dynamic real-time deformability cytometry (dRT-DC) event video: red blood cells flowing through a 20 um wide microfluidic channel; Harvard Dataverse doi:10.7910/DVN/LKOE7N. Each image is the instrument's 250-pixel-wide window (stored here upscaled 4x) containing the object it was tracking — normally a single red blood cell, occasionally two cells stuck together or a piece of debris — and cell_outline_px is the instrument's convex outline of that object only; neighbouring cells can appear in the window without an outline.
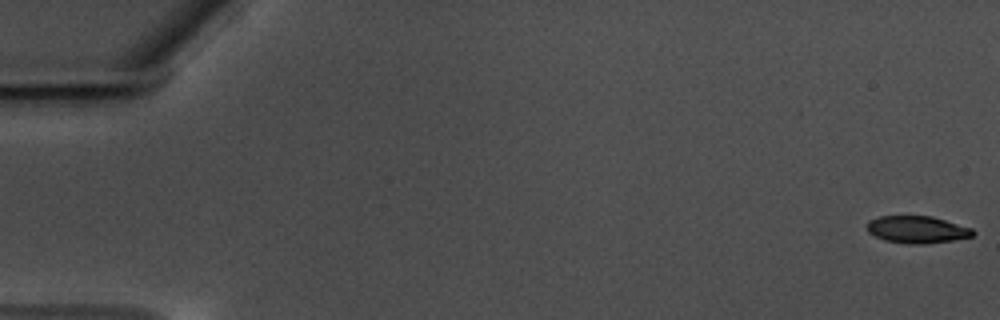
{"species": "common noctule bat (a hibernating species)", "species_latin": "Nyctalus noctula", "temperature_condition": "warm", "stored_images_in_passage": 59, "camera_frame_rate_fps": 3000, "um_per_image_px": 0.085, "animal": {"sex": "male", "body_mass_g": 17.5, "forearm_length_mm": 52.3}, "frame": {"image": 1, "passage_image": 1, "time_ms": 0.0, "image_size_px": [1000, 320], "cell_outline_px": [[976, 232], [972, 236], [952, 240], [924, 244], [908, 244], [884, 240], [868, 232], [868, 220], [880, 216], [932, 216], [972, 228]], "centroid_in_image_um": [77.96, 19.51], "position_along_channel_um": 7.0, "area_um2": 16.7}}
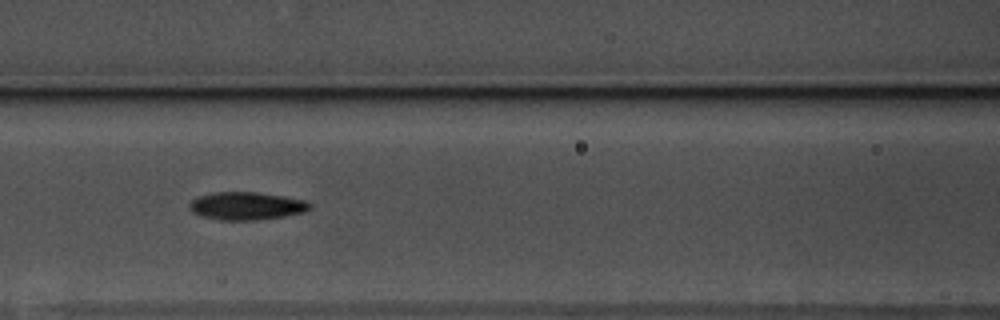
{"frame": {"image": 2, "passage_image": 27, "time_ms": 8.667, "image_size_px": [1000, 320], "cell_outline_px": [[312, 208], [304, 212], [284, 216], [256, 220], [220, 220], [204, 216], [192, 212], [188, 204], [192, 200], [200, 196], [212, 192], [256, 192], [284, 196], [304, 200], [312, 204]], "centroid_in_image_um": [20.97, 17.5], "position_along_channel_um": 145.6, "area_um2": 19.48}}
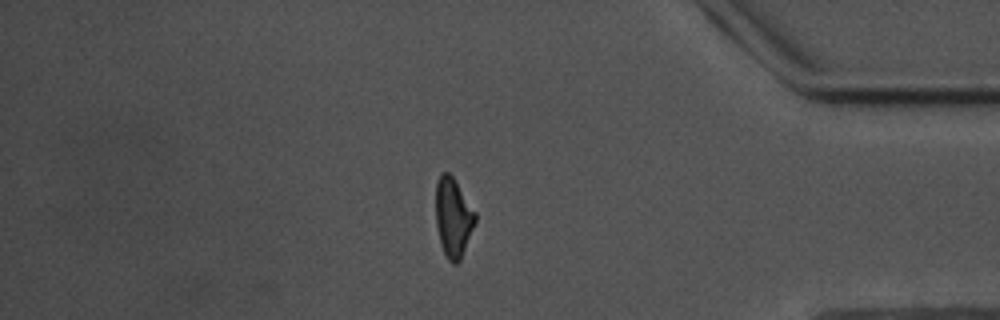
{"frame": {"image": 3, "passage_image": 51, "time_ms": 16.667, "image_size_px": [1000, 320], "cell_outline_px": [[476, 220], [460, 260], [456, 264], [452, 264], [448, 260], [440, 244], [436, 224], [436, 184], [440, 172], [448, 172], [452, 176], [476, 212]], "centroid_in_image_um": [38.51, 18.48], "position_along_channel_um": 396.7, "area_um2": 18.09}, "authors_computed_cell_mechanics": {"area_um2": 18.3804, "velocity_mm_per_s": 3.4928, "shape_relaxation_time_tau1_ms": 6.1269, "shape_relaxation_time_tau2_ms": 6.6806, "deformation_change_tau1": 0.1698, "deformation_change_tau2": 0.1525}}